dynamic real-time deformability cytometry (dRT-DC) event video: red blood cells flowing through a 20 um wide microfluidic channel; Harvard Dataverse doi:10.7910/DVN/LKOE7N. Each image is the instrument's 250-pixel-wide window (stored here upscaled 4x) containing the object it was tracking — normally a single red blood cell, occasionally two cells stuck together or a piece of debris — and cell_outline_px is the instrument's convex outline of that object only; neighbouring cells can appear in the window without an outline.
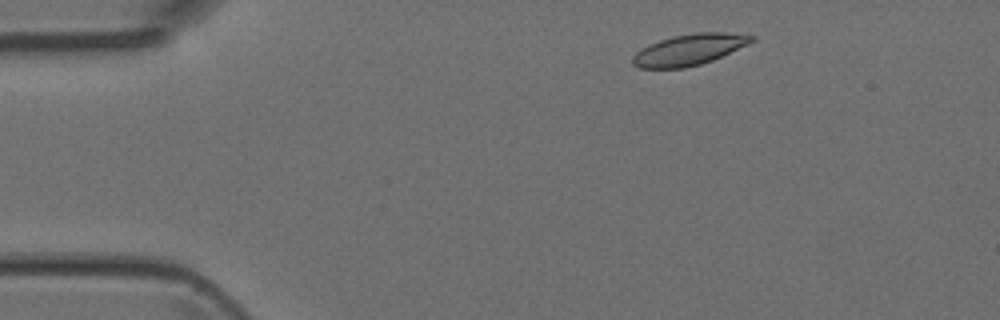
{"species": "Egyptian fruit bat (a non-hibernating species)", "species_latin": "Rousettus aegyptiacus", "temperature_condition": "room temperature", "stored_images_in_passage": 41, "camera_frame_rate_fps": 3000, "um_per_image_px": 0.085, "animal": {"sex": "female"}, "frame": {"image": 1, "passage_image": 1, "time_ms": 0.0, "image_size_px": [1000, 320], "cell_outline_px": [[756, 40], [748, 44], [712, 60], [700, 64], [684, 68], [640, 68], [632, 64], [632, 56], [636, 52], [648, 44], [660, 40], [676, 36], [696, 32], [724, 32], [756, 36]], "centroid_in_image_um": [58.57, 4.22], "position_along_channel_um": 26.4, "area_um2": 21.39}}
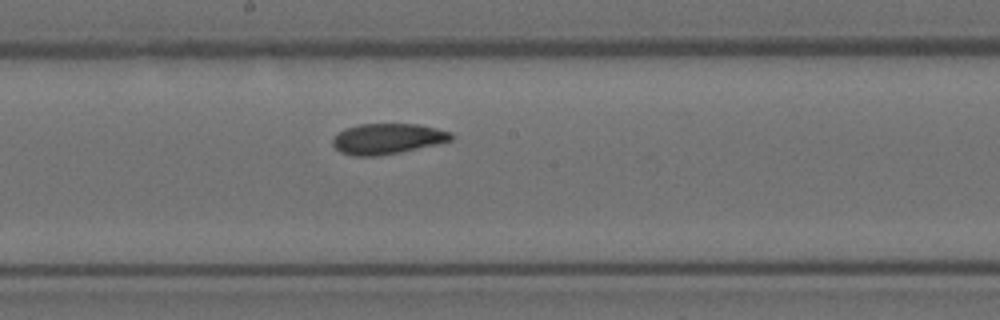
{"frame": {"image": 2, "passage_image": 19, "time_ms": 6.0, "image_size_px": [1000, 320], "cell_outline_px": [[452, 140], [436, 144], [400, 152], [376, 156], [352, 156], [340, 152], [332, 144], [332, 140], [344, 128], [360, 124], [416, 124], [436, 128], [452, 132]], "centroid_in_image_um": [32.91, 11.79], "position_along_channel_um": 215.3, "area_um2": 20.98}}
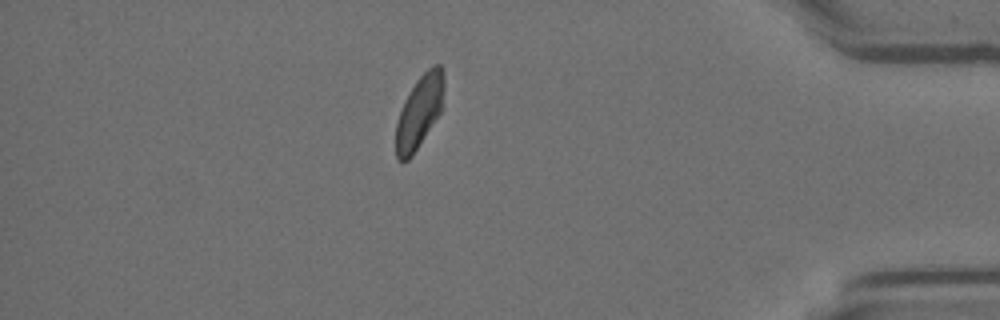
{"frame": {"image": 3, "passage_image": 35, "time_ms": 11.333, "image_size_px": [1000, 320], "cell_outline_px": [[444, 88], [440, 112], [412, 156], [408, 160], [400, 160], [396, 156], [396, 124], [404, 100], [416, 80], [432, 64], [440, 64], [444, 72]], "centroid_in_image_um": [35.65, 9.45], "position_along_channel_um": 399.6, "area_um2": 20.11}}